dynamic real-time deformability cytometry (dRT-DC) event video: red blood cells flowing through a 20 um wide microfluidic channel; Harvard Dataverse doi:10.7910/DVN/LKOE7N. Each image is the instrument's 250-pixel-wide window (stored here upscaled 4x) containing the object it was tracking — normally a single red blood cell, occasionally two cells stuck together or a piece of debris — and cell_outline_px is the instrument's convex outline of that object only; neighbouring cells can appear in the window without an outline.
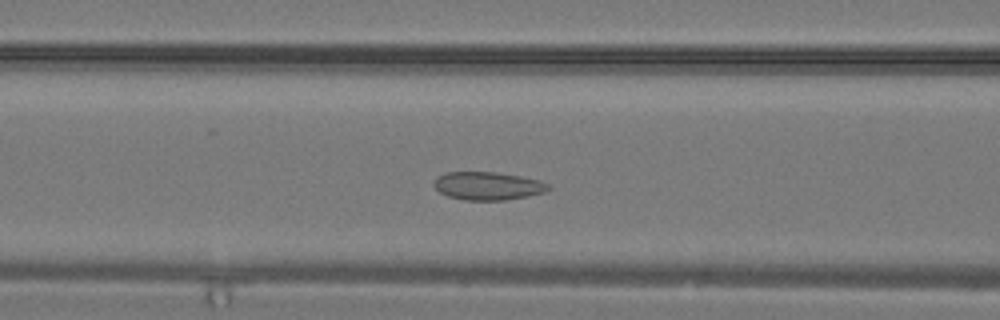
{"species": "common noctule bat (a hibernating species)", "species_latin": "Nyctalus noctula", "temperature_condition": "warm", "stored_images_in_passage": 28, "camera_frame_rate_fps": 3000, "um_per_image_px": 0.085, "animal": {"sex": "male", "body_mass_g": 19.2, "forearm_length_mm": 51.8}, "frame": {"image": 1, "passage_image": 10, "time_ms": 3.0, "image_size_px": [1000, 320], "cell_outline_px": [[552, 188], [544, 192], [528, 196], [504, 200], [464, 200], [448, 196], [440, 192], [432, 184], [436, 176], [444, 172], [496, 172], [520, 176], [540, 180], [548, 184]], "centroid_in_image_um": [41.44, 15.79], "position_along_channel_um": 125.2, "area_um2": 18.84}}
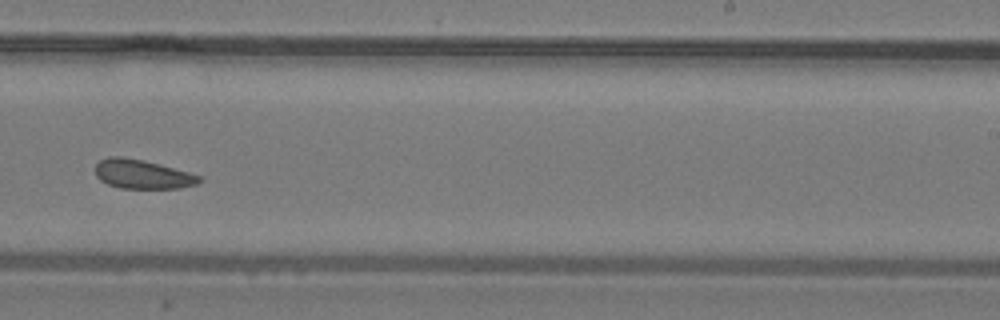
{"frame": {"image": 2, "passage_image": 17, "time_ms": 5.333, "image_size_px": [1000, 320], "cell_outline_px": [[204, 180], [196, 184], [180, 188], [120, 188], [108, 184], [100, 180], [96, 176], [96, 164], [100, 160], [108, 156], [120, 156], [144, 160], [204, 176]], "centroid_in_image_um": [12.13, 14.8], "position_along_channel_um": 276.9, "area_um2": 17.74}}
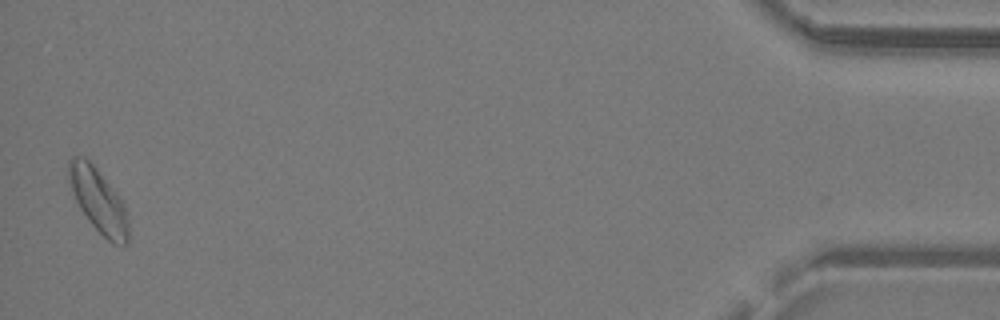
{"frame": {"image": 3, "passage_image": 28, "time_ms": 9.0, "image_size_px": [1000, 320], "cell_outline_px": [[128, 244], [112, 244], [88, 220], [80, 208], [76, 200], [72, 188], [68, 172], [68, 160], [72, 156], [84, 156], [96, 168], [120, 196], [124, 204], [128, 220]], "centroid_in_image_um": [8.38, 17.04], "position_along_channel_um": 426.8, "area_um2": 21.91}}